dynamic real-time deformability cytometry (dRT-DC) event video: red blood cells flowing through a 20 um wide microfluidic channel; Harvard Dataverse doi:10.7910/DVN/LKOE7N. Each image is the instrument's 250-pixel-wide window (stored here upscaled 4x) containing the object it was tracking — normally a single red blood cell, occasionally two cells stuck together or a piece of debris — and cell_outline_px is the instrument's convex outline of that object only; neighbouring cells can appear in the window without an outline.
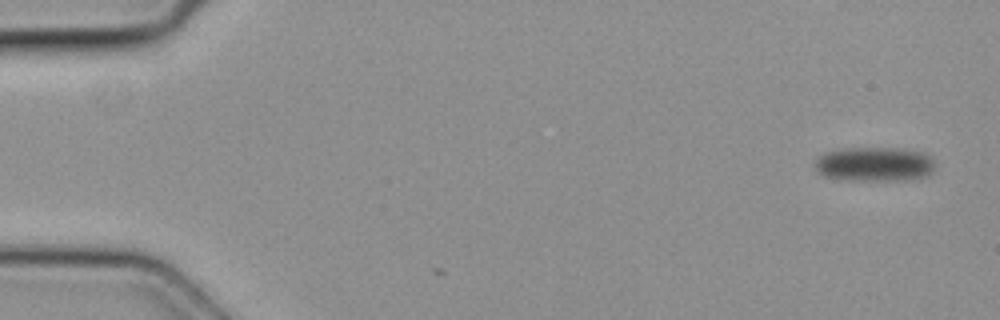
{"species": "common noctule bat (a hibernating species)", "species_latin": "Nyctalus noctula", "temperature_condition": "cold", "stored_images_in_passage": 2, "camera_frame_rate_fps": 3000, "um_per_image_px": 0.085, "animal": {"sex": "female", "body_mass_g": 19.3, "forearm_length_mm": 54.1}, "frame": {"image": 1, "passage_image": 1, "time_ms": 0.0, "image_size_px": [1000, 320], "cell_outline_px": [[936, 164], [932, 172], [928, 176], [916, 180], [848, 180], [824, 176], [816, 172], [816, 160], [824, 152], [840, 148], [896, 148], [924, 152], [932, 156]], "centroid_in_image_um": [74.39, 13.96], "position_along_channel_um": 10.6, "area_um2": 24.57}}